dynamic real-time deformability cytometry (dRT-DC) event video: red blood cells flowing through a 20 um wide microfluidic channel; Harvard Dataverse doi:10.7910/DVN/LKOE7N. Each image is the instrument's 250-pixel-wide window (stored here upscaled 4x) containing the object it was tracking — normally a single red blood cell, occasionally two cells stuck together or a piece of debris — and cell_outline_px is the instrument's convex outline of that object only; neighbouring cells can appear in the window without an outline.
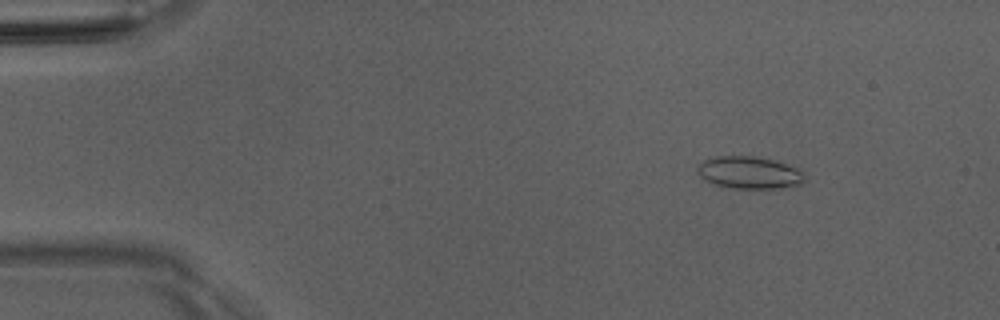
{"species": "Egyptian fruit bat (a non-hibernating species)", "species_latin": "Rousettus aegyptiacus", "temperature_condition": "room temperature", "stored_images_in_passage": 51, "camera_frame_rate_fps": 3000, "um_per_image_px": 0.085, "animal": {"sex": "male"}, "frame": {"image": 1, "passage_image": 7, "time_ms": 2.0, "image_size_px": [1000, 320], "cell_outline_px": [[804, 180], [800, 184], [780, 188], [732, 188], [712, 184], [704, 180], [696, 172], [696, 168], [704, 160], [716, 156], [752, 156], [772, 160], [796, 168], [804, 172]], "centroid_in_image_um": [63.64, 14.68], "position_along_channel_um": 21.4, "area_um2": 20.06}}
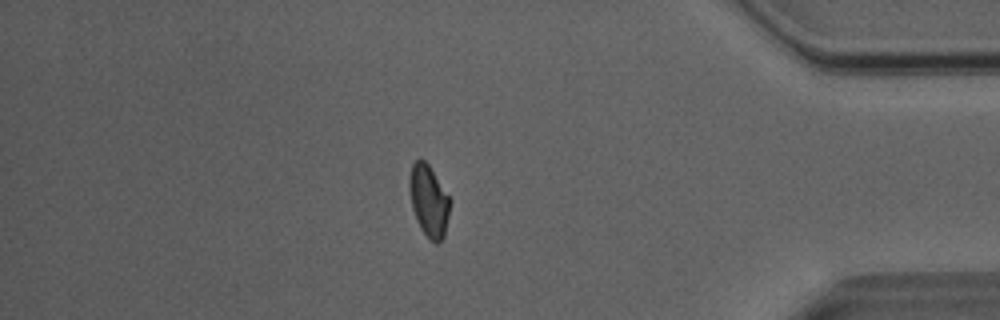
{"frame": {"image": 2, "passage_image": 44, "time_ms": 14.333, "image_size_px": [1000, 320], "cell_outline_px": [[452, 200], [444, 236], [436, 244], [420, 228], [416, 220], [412, 208], [408, 188], [408, 180], [412, 164], [420, 156], [428, 164]], "centroid_in_image_um": [36.44, 17.03], "position_along_channel_um": 398.8, "area_um2": 17.11}}
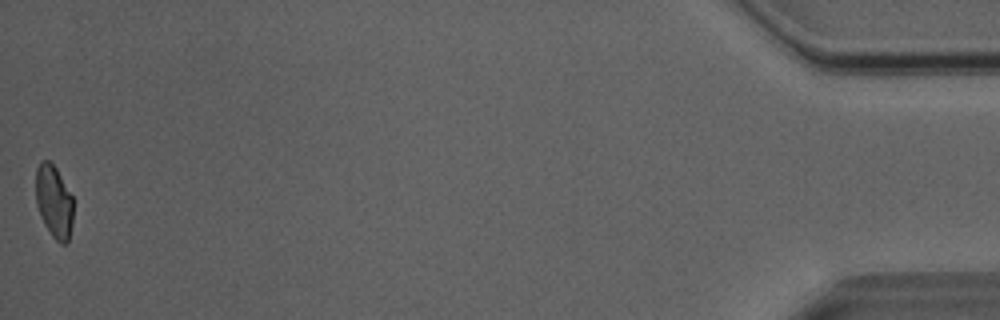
{"frame": {"image": 3, "passage_image": 51, "time_ms": 16.667, "image_size_px": [1000, 320], "cell_outline_px": [[72, 224], [68, 240], [64, 244], [60, 244], [52, 236], [44, 224], [40, 216], [36, 204], [36, 168], [40, 160], [48, 160], [56, 168], [72, 196]], "centroid_in_image_um": [4.56, 17.13], "position_along_channel_um": 430.6, "area_um2": 15.84}, "authors_computed_cell_mechanics": {"area_um2": 17.4556, "velocity_mm_per_s": 4.0709, "shape_relaxation_time_tau1_ms": null, "shape_relaxation_time_tau2_ms": 2.4994, "deformation_change_tau1": null, "deformation_change_tau2": 0.082}}